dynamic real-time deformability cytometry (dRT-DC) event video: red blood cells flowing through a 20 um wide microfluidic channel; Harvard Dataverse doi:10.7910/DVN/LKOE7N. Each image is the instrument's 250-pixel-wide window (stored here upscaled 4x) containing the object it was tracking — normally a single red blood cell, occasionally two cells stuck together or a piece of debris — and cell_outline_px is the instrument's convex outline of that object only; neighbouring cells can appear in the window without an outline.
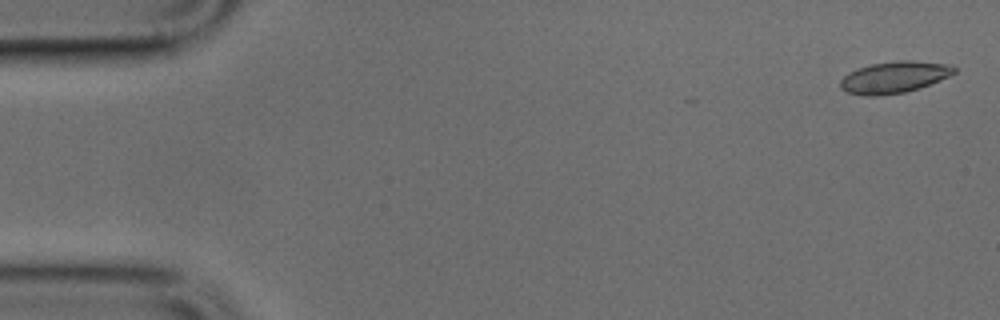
{"species": "common noctule bat (a hibernating species)", "species_latin": "Nyctalus noctula", "temperature_condition": "cold", "stored_images_in_passage": 41, "camera_frame_rate_fps": 3000, "um_per_image_px": 0.085, "animal": {"sex": "male", "body_mass_g": 17.9, "forearm_length_mm": 54.2}, "frame": {"image": 1, "passage_image": 2, "time_ms": 0.333, "image_size_px": [1000, 320], "cell_outline_px": [[956, 72], [940, 80], [920, 88], [904, 92], [880, 96], [868, 96], [848, 92], [840, 88], [840, 80], [848, 72], [872, 64], [900, 60], [912, 60], [952, 64], [956, 68]], "centroid_in_image_um": [76.03, 6.56], "position_along_channel_um": 9.0, "area_um2": 20.98}}
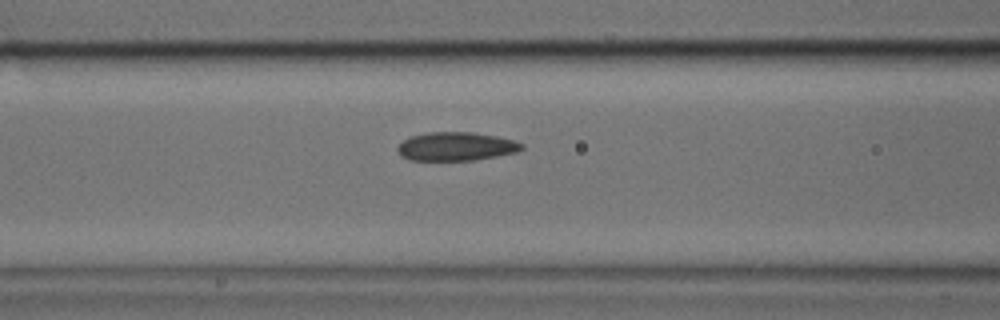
{"frame": {"image": 2, "passage_image": 20, "time_ms": 6.333, "image_size_px": [1000, 320], "cell_outline_px": [[524, 148], [516, 152], [496, 156], [472, 160], [408, 160], [400, 156], [396, 152], [396, 148], [404, 140], [412, 136], [428, 132], [472, 132], [496, 136], [512, 140], [524, 144]], "centroid_in_image_um": [38.73, 12.45], "position_along_channel_um": 127.9, "area_um2": 20.63}}
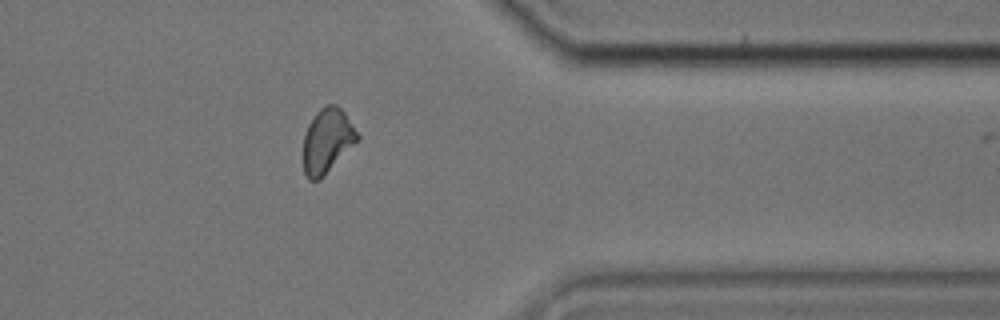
{"frame": {"image": 3, "passage_image": 40, "time_ms": 13.0, "image_size_px": [1000, 320], "cell_outline_px": [[360, 140], [320, 180], [308, 180], [304, 172], [304, 136], [308, 124], [316, 112], [320, 108], [328, 104], [336, 104], [344, 112], [360, 136]], "centroid_in_image_um": [27.83, 11.97], "position_along_channel_um": 383.6, "area_um2": 20.46}}